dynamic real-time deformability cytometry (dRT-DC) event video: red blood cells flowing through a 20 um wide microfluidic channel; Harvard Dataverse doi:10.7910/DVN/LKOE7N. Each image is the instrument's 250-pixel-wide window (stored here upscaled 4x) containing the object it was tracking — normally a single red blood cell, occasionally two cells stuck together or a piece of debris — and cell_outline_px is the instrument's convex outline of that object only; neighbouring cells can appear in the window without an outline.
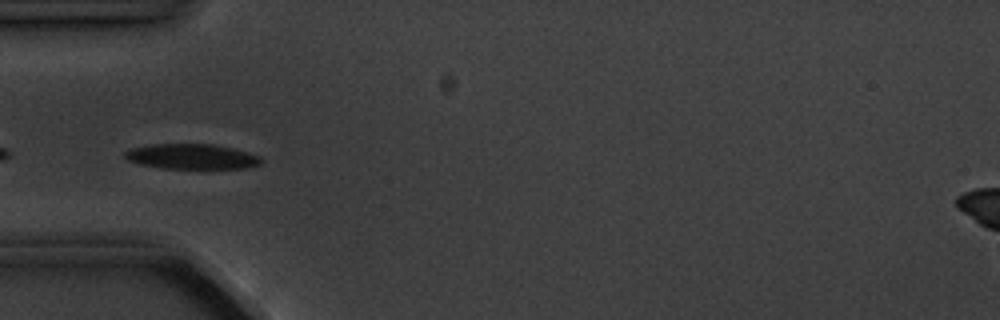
{"species": "common noctule bat (a hibernating species)", "species_latin": "Nyctalus noctula", "temperature_condition": "cold", "stored_images_in_passage": 10, "camera_frame_rate_fps": 3000, "um_per_image_px": 0.085, "animal": {"sex": "male", "body_mass_g": 20.1, "forearm_length_mm": 53.5}, "frame": {"image": 1, "passage_image": 5, "time_ms": 4.667, "image_size_px": [1000, 320], "cell_outline_px": [[260, 164], [244, 168], [160, 168], [140, 164], [128, 160], [124, 156], [124, 152], [132, 148], [152, 144], [212, 144], [232, 148], [248, 152], [260, 156]], "centroid_in_image_um": [16.27, 13.3], "position_along_channel_um": 68.7, "area_um2": 19.77}}
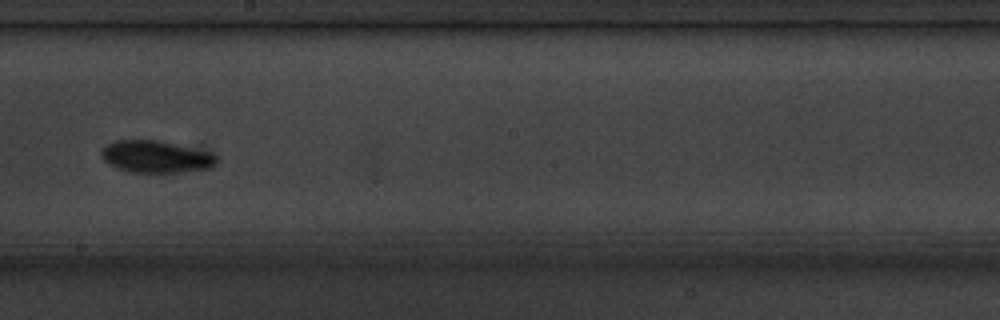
{"frame": {"image": 2, "passage_image": 9, "time_ms": 9.333, "image_size_px": [1000, 320], "cell_outline_px": [[220, 160], [216, 164], [208, 168], [168, 176], [160, 176], [132, 172], [120, 168], [104, 160], [100, 156], [100, 152], [108, 144], [116, 140], [156, 140], [212, 152]], "centroid_in_image_um": [13.33, 13.38], "position_along_channel_um": 234.9, "area_um2": 22.31}}
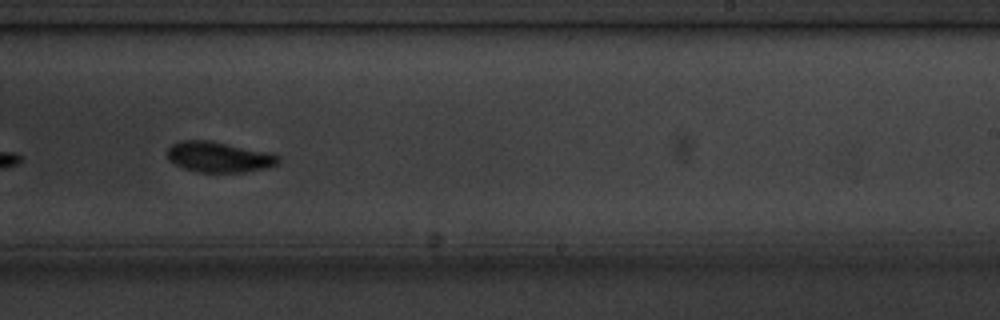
{"frame": {"image": 3, "passage_image": 10, "time_ms": 10.333, "image_size_px": [1000, 320], "cell_outline_px": [[280, 164], [264, 168], [244, 172], [196, 172], [184, 168], [168, 160], [168, 148], [172, 144], [180, 140], [208, 140], [272, 152], [280, 156]], "centroid_in_image_um": [18.64, 13.34], "position_along_channel_um": 270.4, "area_um2": 19.94}}